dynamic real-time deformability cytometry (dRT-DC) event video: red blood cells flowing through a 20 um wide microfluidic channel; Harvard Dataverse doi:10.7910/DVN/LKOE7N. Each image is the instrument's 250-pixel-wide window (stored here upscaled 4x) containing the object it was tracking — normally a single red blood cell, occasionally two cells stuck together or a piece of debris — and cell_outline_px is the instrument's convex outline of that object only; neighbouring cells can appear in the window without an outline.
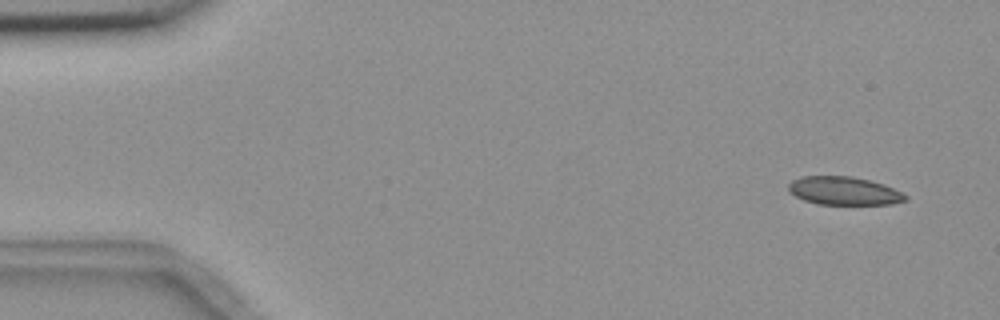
{"species": "common noctule bat (a hibernating species)", "species_latin": "Nyctalus noctula", "temperature_condition": "room temperature", "stored_images_in_passage": 6, "camera_frame_rate_fps": 3000, "um_per_image_px": 0.085, "animal": {"sex": "female", "body_mass_g": 18.4}, "frame": {"image": 1, "passage_image": 1, "time_ms": 0.0, "image_size_px": [1000, 320], "cell_outline_px": [[908, 200], [892, 204], [816, 204], [804, 200], [788, 192], [788, 184], [792, 180], [800, 176], [852, 176], [884, 184], [908, 196]], "centroid_in_image_um": [71.71, 16.22], "position_along_channel_um": 13.3, "area_um2": 19.31}}
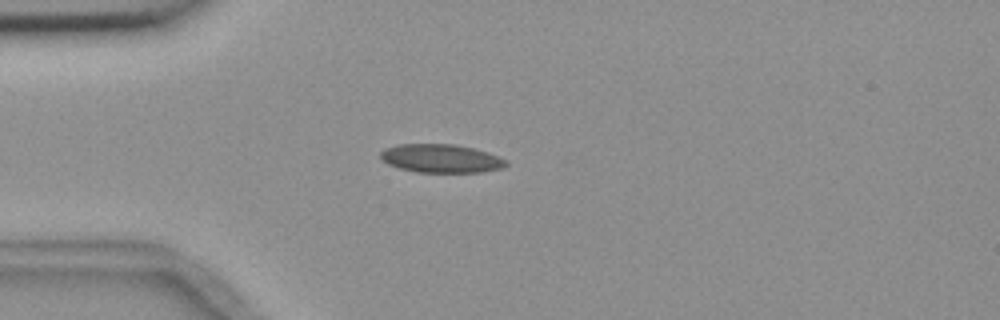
{"frame": {"image": 2, "passage_image": 3, "time_ms": 3.667, "image_size_px": [1000, 320], "cell_outline_px": [[508, 164], [504, 168], [480, 172], [416, 172], [400, 168], [388, 164], [380, 156], [380, 152], [384, 148], [400, 144], [456, 144], [488, 152], [508, 160]], "centroid_in_image_um": [37.52, 13.46], "position_along_channel_um": 47.5, "area_um2": 20.87}}
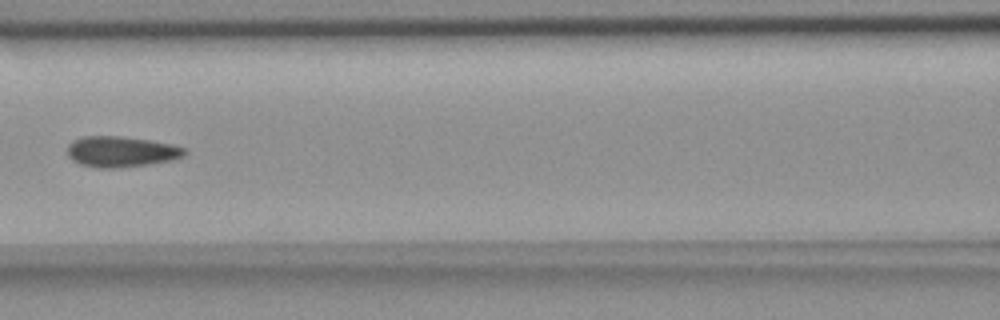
{"frame": {"image": 3, "passage_image": 6, "time_ms": 7.0, "image_size_px": [1000, 320], "cell_outline_px": [[188, 152], [184, 156], [172, 160], [148, 164], [116, 168], [100, 168], [80, 164], [72, 160], [68, 156], [68, 144], [72, 140], [84, 136], [120, 136], [148, 140], [172, 144], [188, 148]], "centroid_in_image_um": [10.32, 12.89], "position_along_channel_um": 156.3, "area_um2": 21.1}}